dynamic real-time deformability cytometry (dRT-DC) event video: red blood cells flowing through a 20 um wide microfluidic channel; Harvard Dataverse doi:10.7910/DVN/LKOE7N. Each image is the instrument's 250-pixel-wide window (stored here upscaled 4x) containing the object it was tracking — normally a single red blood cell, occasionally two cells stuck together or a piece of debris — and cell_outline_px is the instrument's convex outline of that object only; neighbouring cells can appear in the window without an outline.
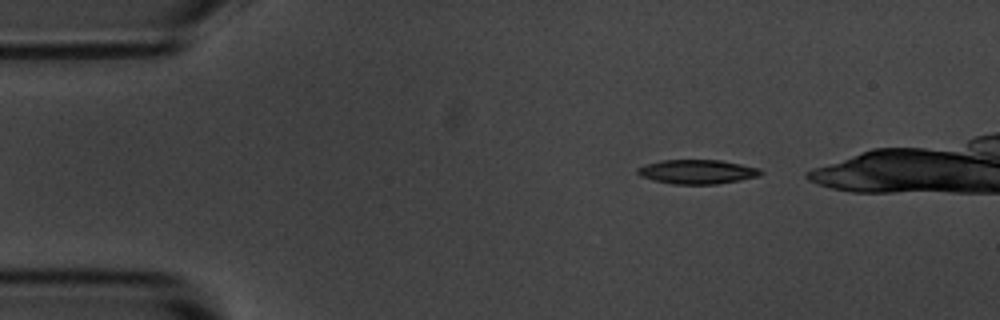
{"species": "common noctule bat (a hibernating species)", "species_latin": "Nyctalus noctula", "temperature_condition": "room temperature", "stored_images_in_passage": 3, "camera_frame_rate_fps": 3000, "um_per_image_px": 0.085, "animal": {"sex": "male", "body_mass_g": 20.1, "forearm_length_mm": 53.5}, "frame": {"image": 1, "passage_image": 1, "time_ms": 0.0, "image_size_px": [1000, 320], "cell_outline_px": [[764, 172], [760, 176], [740, 180], [716, 184], [672, 184], [652, 180], [640, 176], [636, 172], [636, 168], [660, 160], [720, 160], [760, 168]], "centroid_in_image_um": [59.27, 14.6], "position_along_channel_um": 25.7, "area_um2": 17.46}}